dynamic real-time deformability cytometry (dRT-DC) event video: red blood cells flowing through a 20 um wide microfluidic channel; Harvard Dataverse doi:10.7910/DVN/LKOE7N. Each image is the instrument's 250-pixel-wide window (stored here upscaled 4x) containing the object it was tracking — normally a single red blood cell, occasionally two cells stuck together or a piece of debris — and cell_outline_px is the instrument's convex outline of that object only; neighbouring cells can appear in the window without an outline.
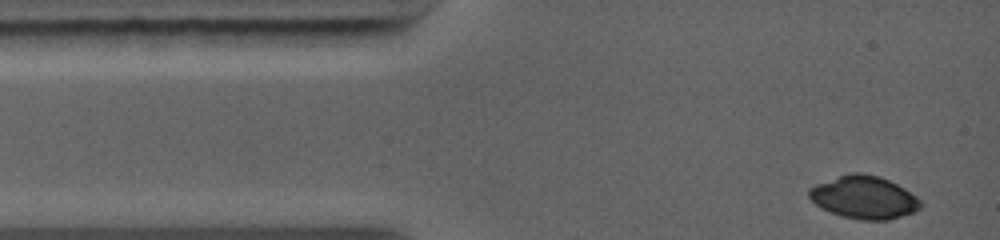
{"species": "common noctule bat (a hibernating species)", "species_latin": "Nyctalus noctula", "temperature_condition": "warm", "stored_images_in_passage": 3, "camera_frame_rate_fps": 5000, "um_per_image_px": 0.085, "animal": {"sex": "female", "body_mass_g": 19.0, "forearm_length_mm": 56.7}, "frame": {"image": 1, "passage_image": 1, "time_ms": 0.0, "image_size_px": [1000, 240], "cell_outline_px": [[920, 208], [912, 212], [888, 220], [860, 220], [844, 216], [832, 212], [816, 204], [808, 196], [808, 188], [816, 184], [848, 172], [860, 172], [880, 176], [904, 188], [916, 196], [920, 200]], "centroid_in_image_um": [73.42, 16.75], "position_along_channel_um": 11.6, "area_um2": 27.57}}
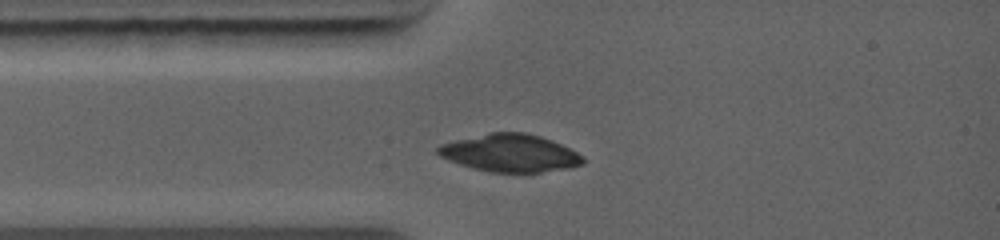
{"frame": {"image": 2, "passage_image": 3, "time_ms": 1.8, "image_size_px": [1000, 240], "cell_outline_px": [[584, 164], [572, 168], [540, 172], [492, 172], [460, 164], [448, 160], [440, 156], [436, 152], [436, 148], [440, 144], [488, 132], [528, 132], [552, 140], [584, 156]], "centroid_in_image_um": [43.38, 13.0], "position_along_channel_um": 41.6, "area_um2": 31.79}}